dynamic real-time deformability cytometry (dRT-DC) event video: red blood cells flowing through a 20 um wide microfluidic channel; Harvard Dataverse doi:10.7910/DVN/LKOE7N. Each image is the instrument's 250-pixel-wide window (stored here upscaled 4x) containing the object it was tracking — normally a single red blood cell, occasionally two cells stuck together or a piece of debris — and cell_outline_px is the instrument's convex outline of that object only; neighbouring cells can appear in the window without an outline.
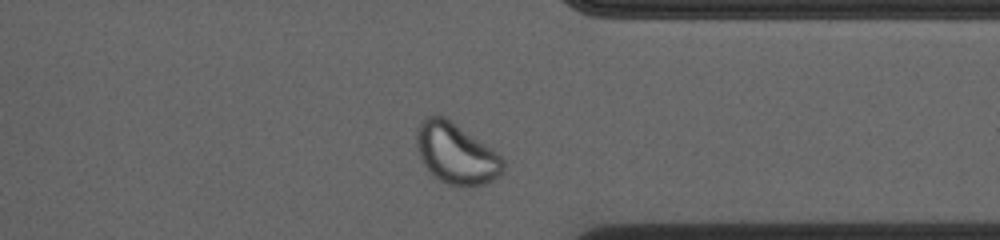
{"species": "common noctule bat (a hibernating species)", "species_latin": "Nyctalus noctula", "temperature_condition": "cold", "stored_images_in_passage": 38, "camera_frame_rate_fps": 3000, "um_per_image_px": 0.085, "animal": {"sex": "female", "body_mass_g": 23.0, "forearm_length_mm": 53.4}, "frame": {"image": 1, "passage_image": 33, "time_ms": 10.667, "image_size_px": [1000, 240], "cell_outline_px": [[504, 172], [492, 180], [484, 184], [456, 188], [432, 176], [424, 164], [420, 156], [416, 144], [416, 128], [428, 116], [444, 116], [492, 148], [504, 160]], "centroid_in_image_um": [38.77, 13.08], "position_along_channel_um": 372.6, "area_um2": 30.63}}